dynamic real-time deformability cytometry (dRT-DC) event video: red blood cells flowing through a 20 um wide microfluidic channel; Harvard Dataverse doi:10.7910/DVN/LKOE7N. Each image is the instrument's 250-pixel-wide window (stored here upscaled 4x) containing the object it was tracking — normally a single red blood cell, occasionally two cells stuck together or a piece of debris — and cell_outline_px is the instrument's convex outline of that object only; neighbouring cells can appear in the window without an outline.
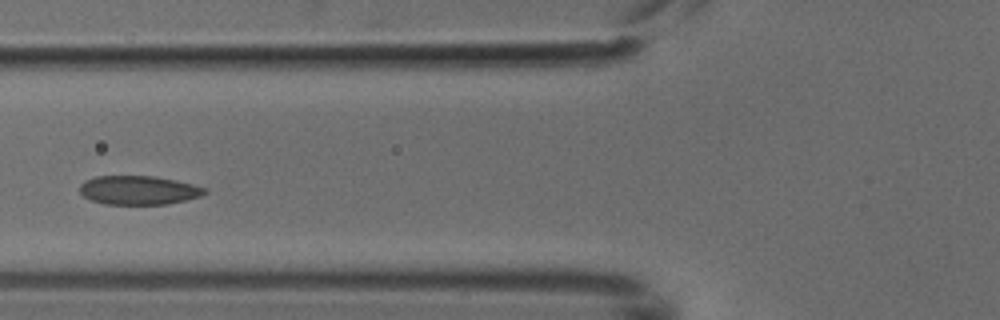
{"species": "common noctule bat (a hibernating species)", "species_latin": "Nyctalus noctula", "temperature_condition": "cold", "stored_images_in_passage": 5, "camera_frame_rate_fps": 3000, "um_per_image_px": 0.085, "animal": {"sex": "male", "body_mass_g": 18.8}, "frame": {"image": 1, "passage_image": 5, "time_ms": 1.333, "image_size_px": [1000, 320], "cell_outline_px": [[208, 192], [200, 196], [184, 200], [164, 204], [104, 204], [92, 200], [84, 196], [80, 192], [80, 184], [84, 180], [96, 176], [156, 176], [176, 180], [208, 188]], "centroid_in_image_um": [11.78, 16.15], "position_along_channel_um": 114.0, "area_um2": 21.04}}